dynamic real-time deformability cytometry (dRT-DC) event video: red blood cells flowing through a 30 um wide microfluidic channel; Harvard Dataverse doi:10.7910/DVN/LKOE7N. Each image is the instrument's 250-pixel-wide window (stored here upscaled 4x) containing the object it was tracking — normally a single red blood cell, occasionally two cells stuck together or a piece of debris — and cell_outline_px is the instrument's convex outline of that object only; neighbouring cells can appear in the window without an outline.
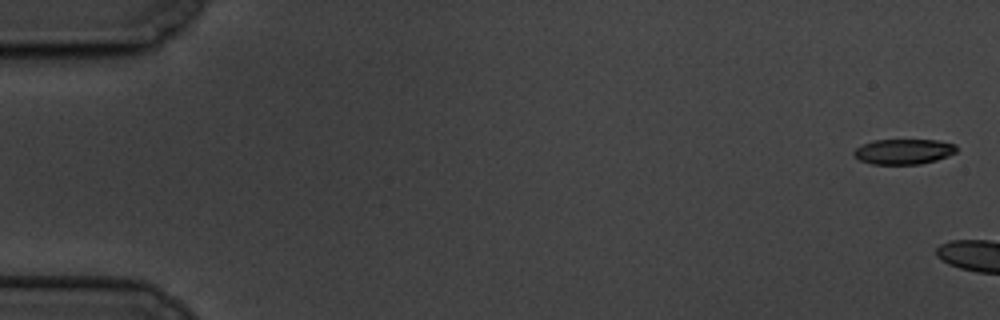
{"species": "common noctule bat (a hibernating species)", "species_latin": "Nyctalus noctula", "temperature_condition": "cold", "stored_images_in_passage": 5, "camera_frame_rate_fps": 3000, "um_per_image_px": 0.085, "animal": {"sex": "male", "body_mass_g": 19.5, "forearm_length_mm": 54.6}, "frame": {"image": 1, "passage_image": 1, "time_ms": 0.0, "image_size_px": [1000, 320], "cell_outline_px": [[956, 152], [948, 156], [936, 160], [920, 164], [872, 164], [860, 160], [852, 152], [856, 148], [872, 140], [936, 140], [956, 144]], "centroid_in_image_um": [76.82, 12.88], "position_along_channel_um": 8.2, "area_um2": 15.03}}